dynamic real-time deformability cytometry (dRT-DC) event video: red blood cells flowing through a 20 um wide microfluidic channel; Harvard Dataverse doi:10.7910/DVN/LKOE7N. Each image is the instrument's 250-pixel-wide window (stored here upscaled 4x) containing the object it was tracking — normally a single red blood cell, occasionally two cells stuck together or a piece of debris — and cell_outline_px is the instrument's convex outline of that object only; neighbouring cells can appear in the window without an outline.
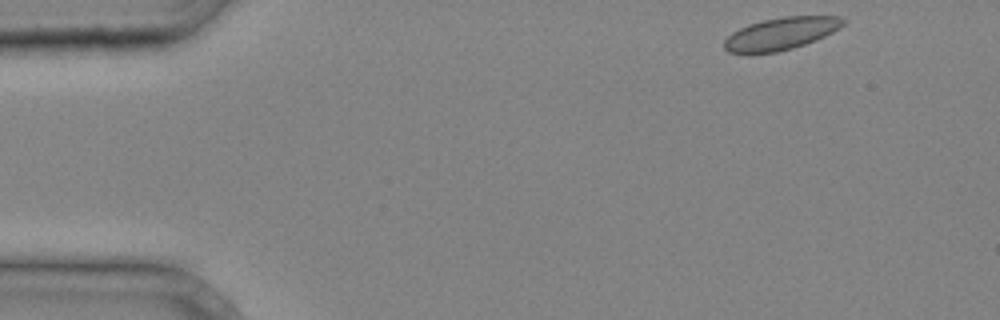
{"species": "common noctule bat (a hibernating species)", "species_latin": "Nyctalus noctula", "temperature_condition": "cold", "stored_images_in_passage": 31, "camera_frame_rate_fps": 3000, "um_per_image_px": 0.085, "animal": {"sex": "male", "body_mass_g": 20.4}, "frame": {"image": 1, "passage_image": 1, "time_ms": 0.0, "image_size_px": [1000, 320], "cell_outline_px": [[848, 20], [840, 28], [816, 40], [792, 48], [776, 52], [728, 52], [724, 48], [724, 40], [732, 32], [748, 24], [764, 20], [784, 16], [840, 16]], "centroid_in_image_um": [66.42, 2.83], "position_along_channel_um": 18.6, "area_um2": 22.2}}
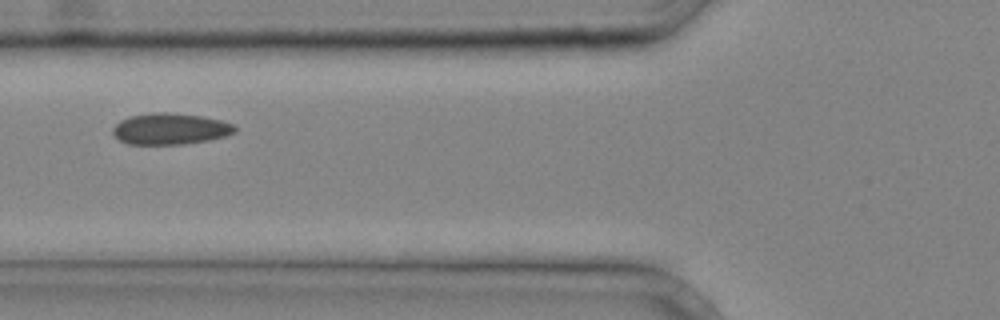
{"frame": {"image": 2, "passage_image": 12, "time_ms": 3.667, "image_size_px": [1000, 320], "cell_outline_px": [[236, 132], [224, 136], [208, 140], [184, 144], [128, 144], [120, 140], [112, 132], [112, 128], [120, 120], [128, 116], [152, 112], [168, 112], [200, 116], [220, 120], [232, 124], [236, 128]], "centroid_in_image_um": [14.44, 10.94], "position_along_channel_um": 111.4, "area_um2": 22.2}}
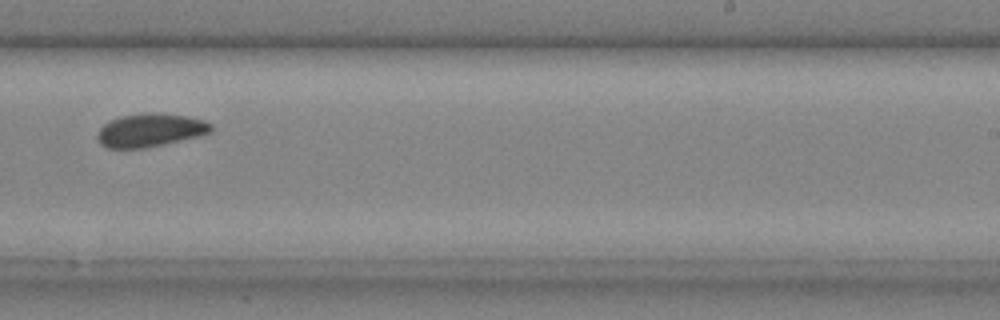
{"frame": {"image": 3, "passage_image": 22, "time_ms": 7.0, "image_size_px": [1000, 320], "cell_outline_px": [[212, 132], [164, 144], [144, 148], [108, 148], [100, 144], [96, 136], [100, 128], [104, 124], [120, 116], [148, 112], [152, 112], [184, 116], [204, 120], [212, 124]], "centroid_in_image_um": [12.74, 11.06], "position_along_channel_um": 276.3, "area_um2": 21.85}}